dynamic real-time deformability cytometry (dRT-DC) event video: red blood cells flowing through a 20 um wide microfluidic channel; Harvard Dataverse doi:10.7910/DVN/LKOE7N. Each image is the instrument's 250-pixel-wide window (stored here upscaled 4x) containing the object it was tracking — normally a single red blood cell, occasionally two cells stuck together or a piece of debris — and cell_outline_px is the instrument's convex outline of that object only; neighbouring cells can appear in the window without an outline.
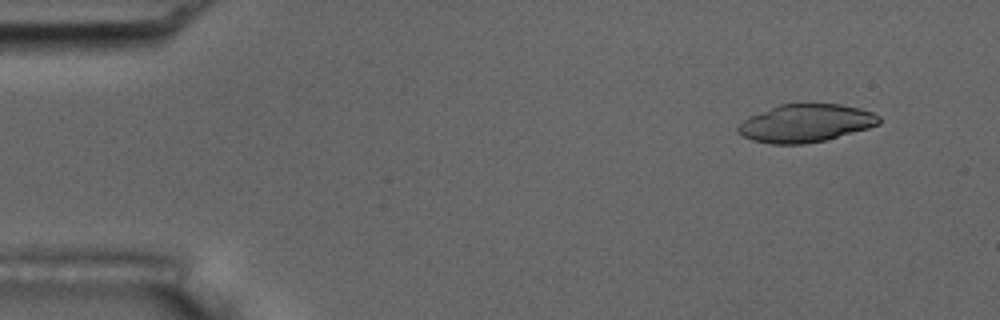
{"species": "common noctule bat (a hibernating species)", "species_latin": "Nyctalus noctula", "temperature_condition": "room temperature", "stored_images_in_passage": 5, "camera_frame_rate_fps": 3000, "um_per_image_px": 0.085, "animal": {"sex": "male", "body_mass_g": 17.5, "forearm_length_mm": 52.3}, "frame": {"image": 1, "passage_image": 1, "time_ms": 0.0, "image_size_px": [1000, 320], "cell_outline_px": [[880, 124], [868, 128], [824, 140], [804, 144], [772, 144], [752, 140], [736, 132], [736, 128], [744, 120], [752, 116], [780, 104], [800, 100], [840, 104], [860, 108], [872, 112], [880, 116]], "centroid_in_image_um": [68.5, 10.43], "position_along_channel_um": 16.5, "area_um2": 31.67}}